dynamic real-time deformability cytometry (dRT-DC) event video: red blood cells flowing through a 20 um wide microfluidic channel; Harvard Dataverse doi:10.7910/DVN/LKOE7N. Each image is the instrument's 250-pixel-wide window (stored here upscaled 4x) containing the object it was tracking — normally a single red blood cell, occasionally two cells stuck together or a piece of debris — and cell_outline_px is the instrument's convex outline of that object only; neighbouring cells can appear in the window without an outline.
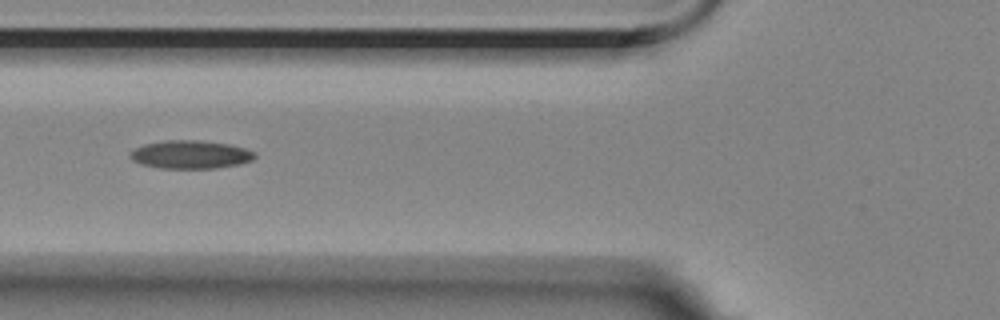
{"species": "Egyptian fruit bat (a non-hibernating species)", "species_latin": "Rousettus aegyptiacus", "temperature_condition": "room temperature", "stored_images_in_passage": 20, "camera_frame_rate_fps": 3000, "um_per_image_px": 0.085, "animal": {"sex": "female"}, "frame": {"image": 1, "passage_image": 6, "time_ms": 1.667, "image_size_px": [1000, 320], "cell_outline_px": [[256, 156], [252, 160], [240, 164], [216, 168], [160, 168], [140, 164], [132, 160], [128, 156], [128, 152], [144, 144], [164, 140], [200, 140], [228, 144], [244, 148], [256, 152]], "centroid_in_image_um": [16.17, 13.13], "position_along_channel_um": 109.6, "area_um2": 20.63}}
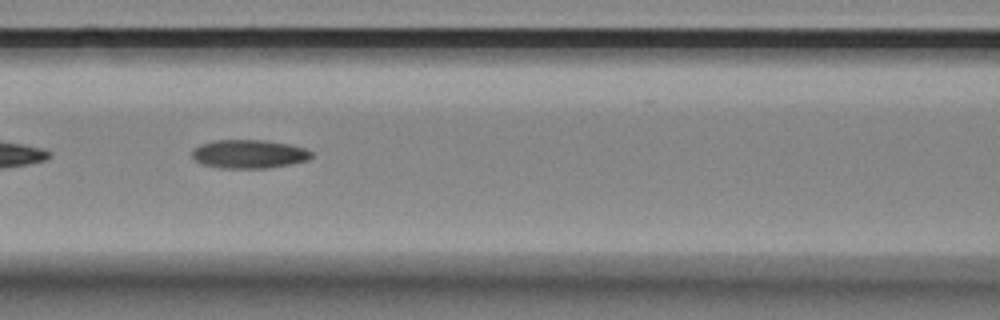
{"frame": {"image": 2, "passage_image": 9, "time_ms": 2.667, "image_size_px": [1000, 320], "cell_outline_px": [[312, 156], [308, 160], [288, 164], [264, 168], [220, 168], [204, 164], [196, 160], [192, 156], [192, 148], [200, 144], [216, 140], [264, 140], [288, 144], [304, 148], [312, 152]], "centroid_in_image_um": [21.14, 13.08], "position_along_channel_um": 145.5, "area_um2": 19.71}}
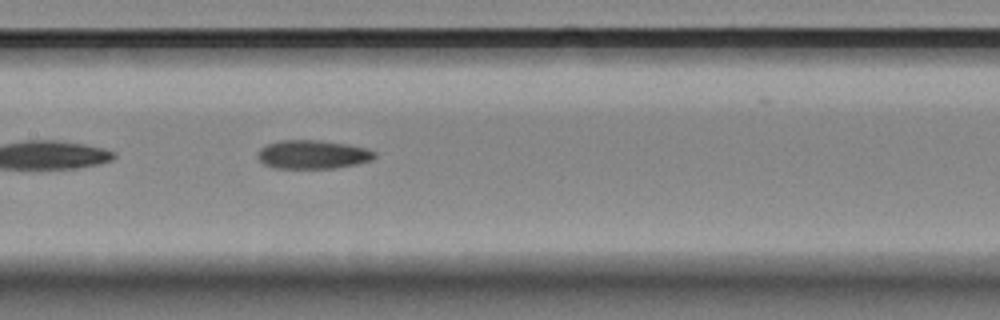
{"frame": {"image": 3, "passage_image": 12, "time_ms": 3.667, "image_size_px": [1000, 320], "cell_outline_px": [[376, 156], [372, 160], [356, 164], [332, 168], [272, 168], [264, 164], [256, 156], [256, 152], [260, 148], [268, 144], [280, 140], [320, 140], [348, 144], [364, 148], [376, 152]], "centroid_in_image_um": [26.55, 13.13], "position_along_channel_um": 180.9, "area_um2": 19.59}}